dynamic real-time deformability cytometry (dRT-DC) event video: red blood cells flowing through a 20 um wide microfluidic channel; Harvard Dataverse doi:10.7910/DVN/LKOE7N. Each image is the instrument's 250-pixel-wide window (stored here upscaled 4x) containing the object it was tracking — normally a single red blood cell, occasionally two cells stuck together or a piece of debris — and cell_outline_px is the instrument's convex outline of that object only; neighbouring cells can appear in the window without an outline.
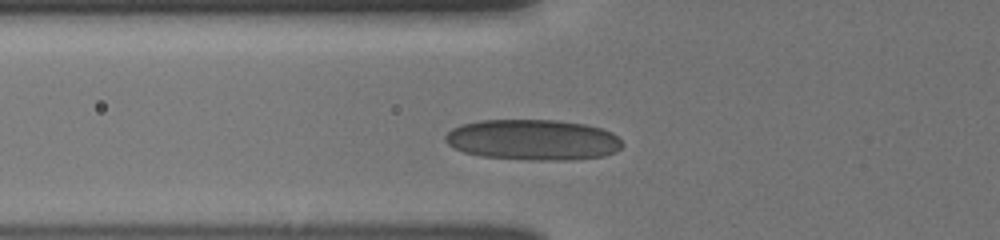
{"species": "human", "species_latin": "Homo sapiens", "temperature_condition": "cold", "stored_images_in_passage": 30, "camera_frame_rate_fps": 3000, "um_per_image_px": 0.085, "donor": {"sex": "male"}, "frame": {"image": 1, "passage_image": 2, "time_ms": 0.333, "image_size_px": [1000, 240], "cell_outline_px": [[624, 144], [616, 152], [604, 156], [572, 160], [528, 160], [480, 156], [464, 152], [448, 144], [444, 140], [444, 136], [452, 128], [464, 124], [480, 120], [556, 120], [584, 124], [600, 128], [612, 132]], "centroid_in_image_um": [45.31, 11.89], "position_along_channel_um": 80.5, "area_um2": 42.08}}
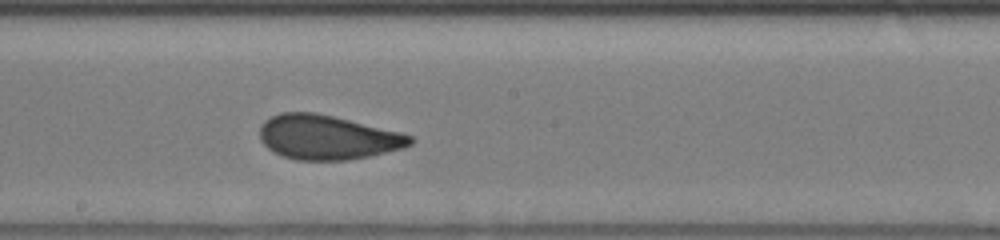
{"frame": {"image": 2, "passage_image": 13, "time_ms": 4.0, "image_size_px": [1000, 240], "cell_outline_px": [[416, 140], [412, 144], [404, 148], [368, 156], [348, 160], [296, 160], [272, 152], [260, 140], [260, 124], [264, 120], [280, 112], [316, 112], [400, 132], [412, 136]], "centroid_in_image_um": [27.81, 11.67], "position_along_channel_um": 220.4, "area_um2": 39.02}}
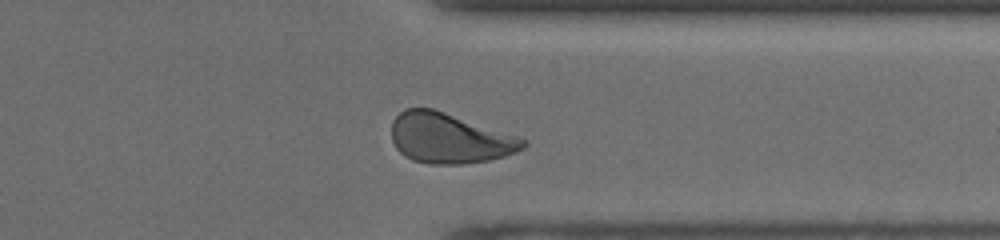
{"frame": {"image": 3, "passage_image": 25, "time_ms": 8.0, "image_size_px": [1000, 240], "cell_outline_px": [[528, 144], [524, 148], [516, 152], [504, 156], [488, 160], [464, 164], [428, 164], [412, 160], [404, 156], [396, 148], [392, 140], [392, 120], [404, 108], [432, 108], [528, 140]], "centroid_in_image_um": [38.17, 11.76], "position_along_channel_um": 373.2, "area_um2": 38.32}, "authors_computed_cell_mechanics": {"area_um2": 38.3792, "velocity_mm_per_s": 3.8188, "shape_relaxation_time_tau1_ms": 4.1105, "shape_relaxation_time_tau2_ms": 0.7291, "deformation_change_tau1": 0.1337, "deformation_change_tau2": 0.057}}